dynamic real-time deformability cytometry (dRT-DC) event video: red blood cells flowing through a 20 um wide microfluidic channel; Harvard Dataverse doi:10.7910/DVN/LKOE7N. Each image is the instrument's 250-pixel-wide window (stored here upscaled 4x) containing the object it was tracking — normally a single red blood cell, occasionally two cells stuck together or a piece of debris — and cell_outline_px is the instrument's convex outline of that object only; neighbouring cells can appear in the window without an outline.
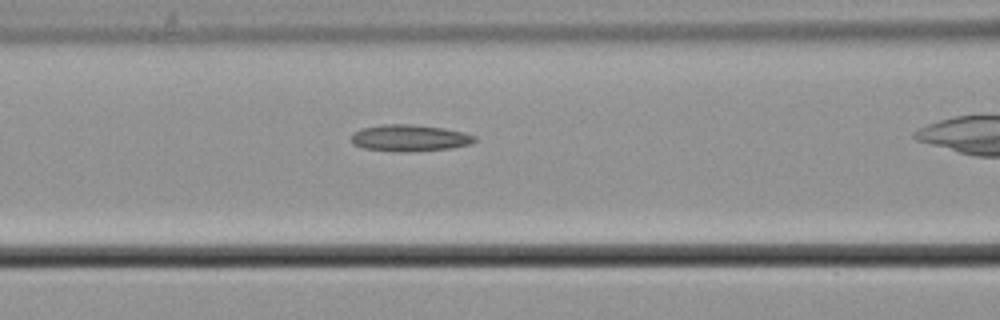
{"species": "common noctule bat (a hibernating species)", "species_latin": "Nyctalus noctula", "temperature_condition": "cold", "stored_images_in_passage": 38, "camera_frame_rate_fps": 3000, "um_per_image_px": 0.085, "animal": {"sex": "male", "body_mass_g": 21.5, "forearm_length_mm": 52.0}, "frame": {"image": 1, "passage_image": 17, "time_ms": 5.333, "image_size_px": [1000, 320], "cell_outline_px": [[476, 140], [472, 144], [452, 148], [408, 152], [400, 152], [364, 148], [352, 144], [352, 136], [360, 128], [384, 124], [408, 124], [444, 128], [464, 132], [476, 136]], "centroid_in_image_um": [34.85, 11.73], "position_along_channel_um": 131.7, "area_um2": 19.19}}